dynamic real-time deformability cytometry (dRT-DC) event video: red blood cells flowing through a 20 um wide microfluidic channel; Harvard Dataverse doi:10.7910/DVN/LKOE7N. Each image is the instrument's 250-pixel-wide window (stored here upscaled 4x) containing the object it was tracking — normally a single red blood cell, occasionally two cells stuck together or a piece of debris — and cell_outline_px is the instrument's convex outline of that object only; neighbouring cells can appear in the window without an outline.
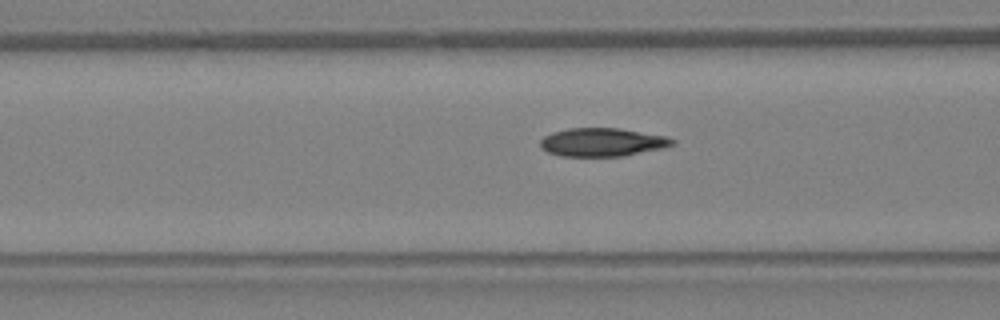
{"species": "Egyptian fruit bat (a non-hibernating species)", "species_latin": "Rousettus aegyptiacus", "temperature_condition": "warm", "stored_images_in_passage": 4, "segment_of_instrument_passage": [2, 2], "camera_frame_rate_fps": 3000, "um_per_image_px": 0.085, "animal": {"sex": "female"}, "frame": {"image": 1, "passage_image": 4, "time_ms": 1.0, "image_size_px": [1000, 320], "cell_outline_px": [[944, 284], [932, 288], [904, 292], [880, 292], [812, 288], [804, 284], [804, 280], [880, 276], [932, 276], [940, 280]], "centroid_in_image_um": [74.55, 24.11], "position_along_channel_um": 92.1, "area_um2": 12.54}}